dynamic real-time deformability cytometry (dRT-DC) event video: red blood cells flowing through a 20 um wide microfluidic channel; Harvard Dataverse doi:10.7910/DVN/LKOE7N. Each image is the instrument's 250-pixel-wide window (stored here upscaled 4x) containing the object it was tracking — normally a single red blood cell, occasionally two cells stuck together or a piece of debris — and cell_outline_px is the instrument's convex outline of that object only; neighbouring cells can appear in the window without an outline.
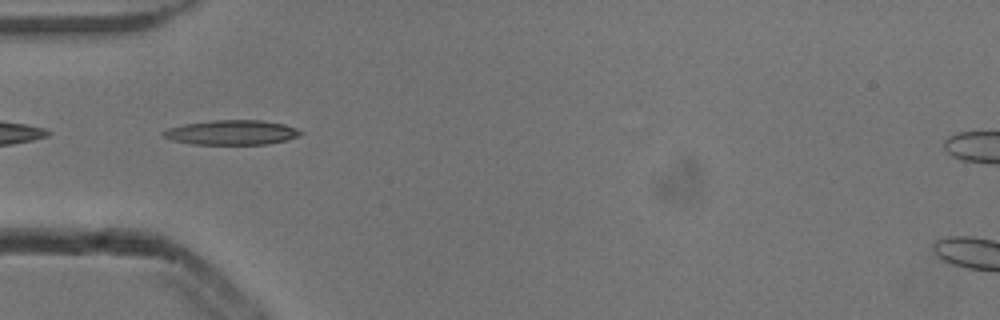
{"species": "common noctule bat (a hibernating species)", "species_latin": "Nyctalus noctula", "temperature_condition": "cold", "stored_images_in_passage": 8, "camera_frame_rate_fps": 3000, "um_per_image_px": 0.085, "animal": {"sex": "male", "body_mass_g": 13.3}, "frame": {"image": 1, "passage_image": 5, "time_ms": 1.333, "image_size_px": [1000, 320], "cell_outline_px": [[304, 132], [300, 136], [288, 140], [268, 144], [192, 144], [172, 140], [164, 136], [160, 132], [168, 128], [184, 124], [212, 120], [260, 120], [284, 124], [296, 128]], "centroid_in_image_um": [19.72, 11.26], "position_along_channel_um": 65.3, "area_um2": 19.83}}
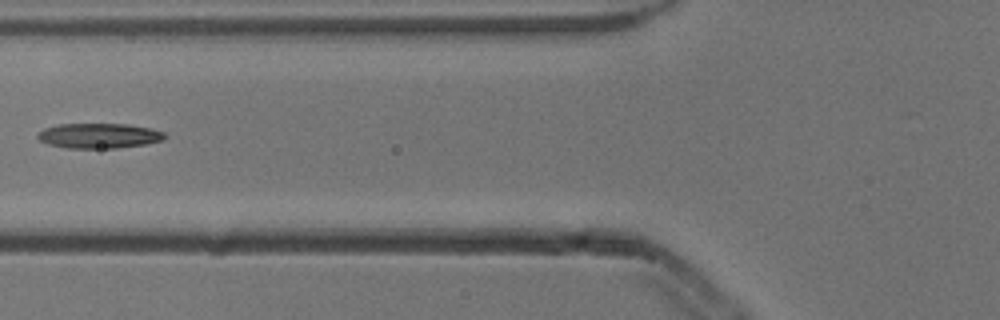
{"frame": {"image": 2, "passage_image": 6, "time_ms": 1.667, "image_size_px": [1000, 320], "cell_outline_px": [[168, 136], [164, 140], [144, 144], [116, 148], [68, 148], [48, 144], [40, 140], [36, 136], [44, 128], [56, 124], [128, 124], [152, 128], [164, 132]], "centroid_in_image_um": [8.44, 11.53], "position_along_channel_um": 117.4, "area_um2": 18.61}}
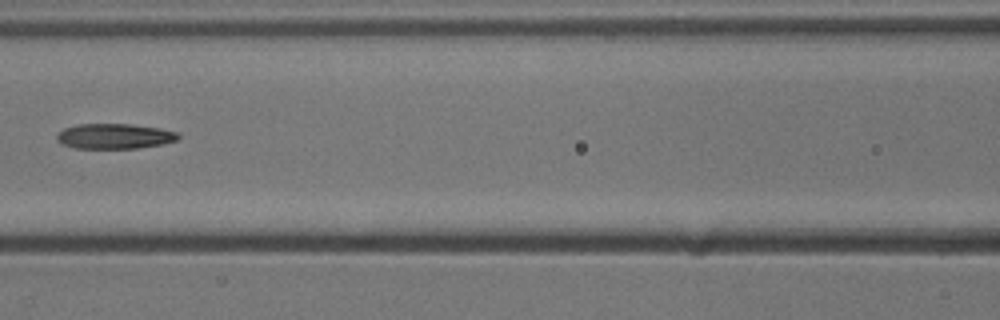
{"frame": {"image": 3, "passage_image": 7, "time_ms": 2.0, "image_size_px": [1000, 320], "cell_outline_px": [[180, 136], [176, 140], [164, 144], [136, 148], [76, 148], [60, 144], [56, 140], [56, 136], [64, 128], [76, 124], [128, 124], [160, 128], [176, 132]], "centroid_in_image_um": [9.7, 11.58], "position_along_channel_um": 156.9, "area_um2": 17.8}}